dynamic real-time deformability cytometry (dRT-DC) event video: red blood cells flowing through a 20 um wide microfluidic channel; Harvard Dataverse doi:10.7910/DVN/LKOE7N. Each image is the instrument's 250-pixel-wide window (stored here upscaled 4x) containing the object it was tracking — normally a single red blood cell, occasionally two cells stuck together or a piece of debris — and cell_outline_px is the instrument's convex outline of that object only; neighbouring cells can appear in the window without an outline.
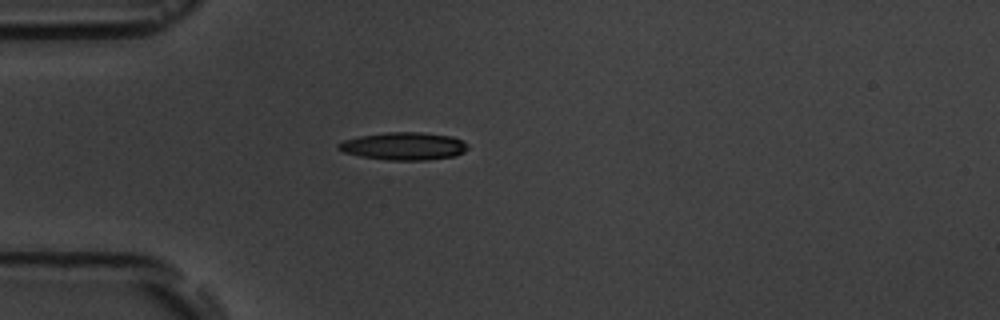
{"species": "common noctule bat (a hibernating species)", "species_latin": "Nyctalus noctula", "temperature_condition": "room temperature", "stored_images_in_passage": 3, "camera_frame_rate_fps": 3000, "um_per_image_px": 0.085, "animal": {"sex": "male", "body_mass_g": 19.5, "forearm_length_mm": 54.6}, "frame": {"image": 1, "passage_image": 2, "time_ms": 2.0, "image_size_px": [1000, 320], "cell_outline_px": [[468, 148], [464, 152], [456, 156], [424, 160], [388, 160], [360, 156], [344, 152], [336, 148], [336, 144], [344, 140], [360, 136], [388, 132], [420, 132], [452, 136], [464, 140], [468, 144]], "centroid_in_image_um": [34.35, 12.42], "position_along_channel_um": 50.7, "area_um2": 20.98}}